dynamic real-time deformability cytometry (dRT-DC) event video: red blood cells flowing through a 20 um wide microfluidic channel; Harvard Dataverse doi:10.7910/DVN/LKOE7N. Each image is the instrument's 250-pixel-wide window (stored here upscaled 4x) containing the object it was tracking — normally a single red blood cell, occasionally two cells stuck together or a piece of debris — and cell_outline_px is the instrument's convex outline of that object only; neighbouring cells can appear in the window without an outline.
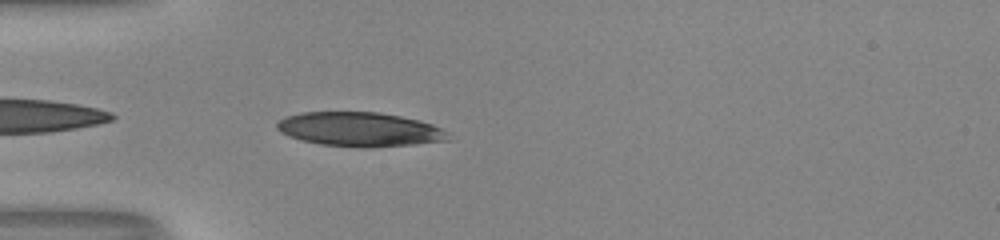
{"species": "human", "species_latin": "Homo sapiens", "temperature_condition": "room temperature", "stored_images_in_passage": 34, "camera_frame_rate_fps": 3000, "um_per_image_px": 0.085, "donor": {"sex": "male"}, "frame": {"image": 1, "passage_image": 1, "time_ms": 0.0, "image_size_px": [1000, 240], "cell_outline_px": [[448, 140], [416, 144], [372, 148], [360, 148], [320, 144], [300, 140], [288, 136], [280, 132], [276, 128], [276, 124], [280, 120], [288, 116], [304, 112], [380, 112], [420, 120], [432, 124], [448, 132]], "centroid_in_image_um": [30.57, 11.0], "position_along_channel_um": 54.4, "area_um2": 34.33}, "authors_computed_cell_mechanics": {"area_um2": 36.4718, "velocity_mm_per_s": 4.0493, "shape_relaxation_time_tau1_ms": 3.082, "shape_relaxation_time_tau2_ms": null, "deformation_change_tau1": 0.2167, "deformation_change_tau2": null}}